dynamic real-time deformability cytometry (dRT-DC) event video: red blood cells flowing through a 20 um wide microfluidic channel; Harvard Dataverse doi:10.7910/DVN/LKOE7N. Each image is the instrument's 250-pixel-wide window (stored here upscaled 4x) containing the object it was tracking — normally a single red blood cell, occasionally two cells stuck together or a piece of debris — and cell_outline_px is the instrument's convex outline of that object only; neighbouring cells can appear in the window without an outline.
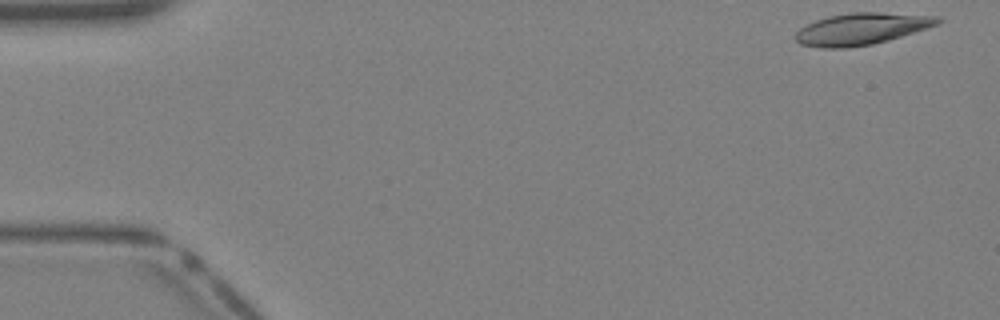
{"species": "Egyptian fruit bat (a non-hibernating species)", "species_latin": "Rousettus aegyptiacus", "temperature_condition": "warm", "stored_images_in_passage": 38, "camera_frame_rate_fps": 3000, "um_per_image_px": 0.085, "animal": {"sex": "female"}, "frame": {"image": 1, "passage_image": 1, "time_ms": 0.0, "image_size_px": [1000, 320], "cell_outline_px": [[944, 20], [936, 24], [888, 40], [872, 44], [848, 48], [820, 48], [800, 44], [796, 40], [796, 32], [800, 28], [816, 20], [828, 16], [852, 12], [880, 12], [940, 16]], "centroid_in_image_um": [73.2, 2.45], "position_along_channel_um": 11.8, "area_um2": 26.13}}
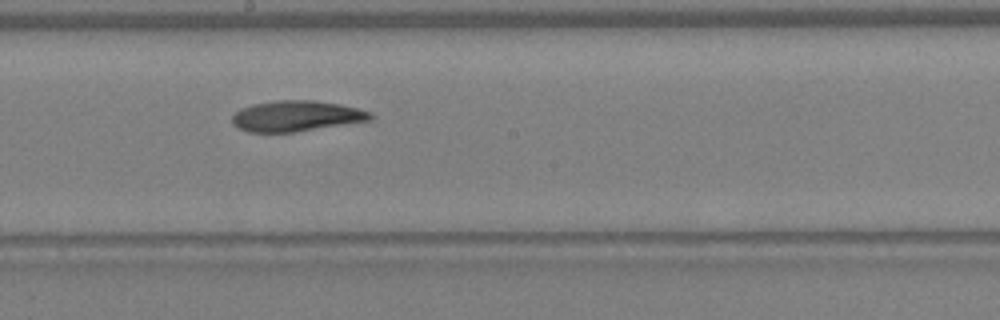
{"frame": {"image": 2, "passage_image": 21, "time_ms": 6.667, "image_size_px": [1000, 320], "cell_outline_px": [[376, 116], [372, 120], [296, 132], [248, 132], [240, 128], [232, 120], [232, 116], [240, 108], [256, 104], [276, 100], [312, 100], [340, 104], [372, 112]], "centroid_in_image_um": [25.25, 9.86], "position_along_channel_um": 223.0, "area_um2": 24.68}}
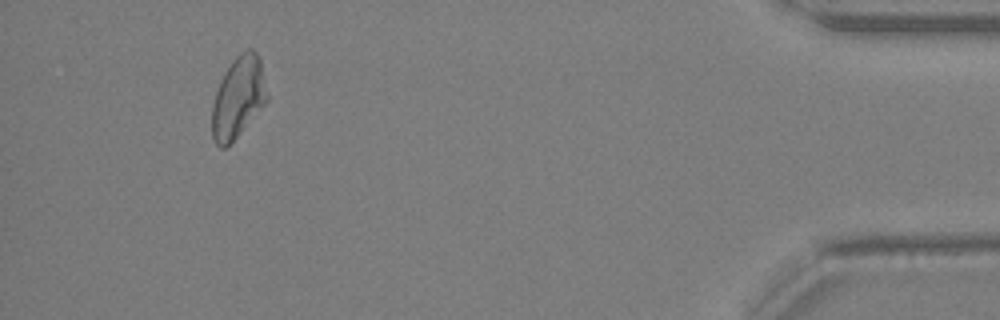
{"frame": {"image": 3, "passage_image": 36, "time_ms": 11.667, "image_size_px": [1000, 320], "cell_outline_px": [[268, 100], [236, 136], [224, 148], [220, 148], [216, 144], [212, 136], [212, 104], [220, 80], [224, 72], [232, 60], [240, 52], [248, 48], [252, 48], [256, 52], [260, 60], [268, 96]], "centroid_in_image_um": [20.23, 8.24], "position_along_channel_um": 415.0, "area_um2": 25.72}}